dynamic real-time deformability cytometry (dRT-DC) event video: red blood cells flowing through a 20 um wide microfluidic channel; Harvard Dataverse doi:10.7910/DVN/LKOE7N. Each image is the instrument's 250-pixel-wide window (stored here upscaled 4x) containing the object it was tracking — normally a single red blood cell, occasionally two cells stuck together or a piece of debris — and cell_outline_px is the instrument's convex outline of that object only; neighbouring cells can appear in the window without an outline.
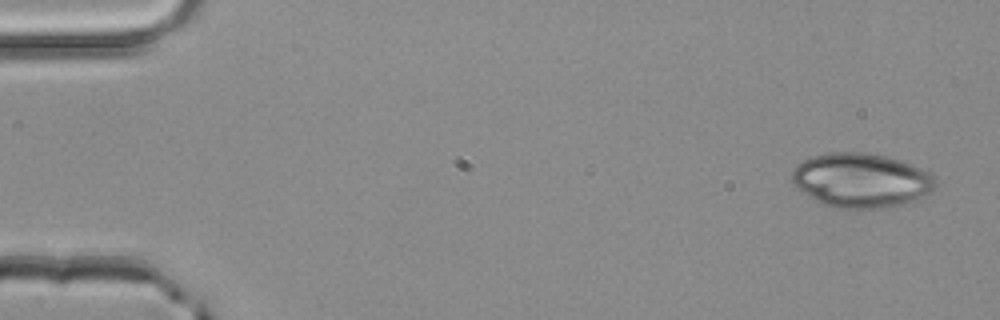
{"species": "common noctule bat (a hibernating species)", "species_latin": "Nyctalus noctula", "temperature_condition": "room temperature", "stored_images_in_passage": 4, "camera_frame_rate_fps": 3000, "um_per_image_px": 0.085, "animal": {"sex": "male", "body_mass_g": 20.4}, "frame": {"image": 1, "passage_image": 1, "time_ms": 0.0, "image_size_px": [1000, 320], "cell_outline_px": [[936, 188], [920, 200], [904, 204], [880, 208], [836, 208], [824, 204], [816, 200], [796, 188], [792, 180], [792, 172], [796, 164], [812, 156], [828, 152], [864, 152], [888, 156], [924, 168], [932, 172], [936, 180]], "centroid_in_image_um": [73.26, 15.32], "position_along_channel_um": 11.7, "area_um2": 46.07}}